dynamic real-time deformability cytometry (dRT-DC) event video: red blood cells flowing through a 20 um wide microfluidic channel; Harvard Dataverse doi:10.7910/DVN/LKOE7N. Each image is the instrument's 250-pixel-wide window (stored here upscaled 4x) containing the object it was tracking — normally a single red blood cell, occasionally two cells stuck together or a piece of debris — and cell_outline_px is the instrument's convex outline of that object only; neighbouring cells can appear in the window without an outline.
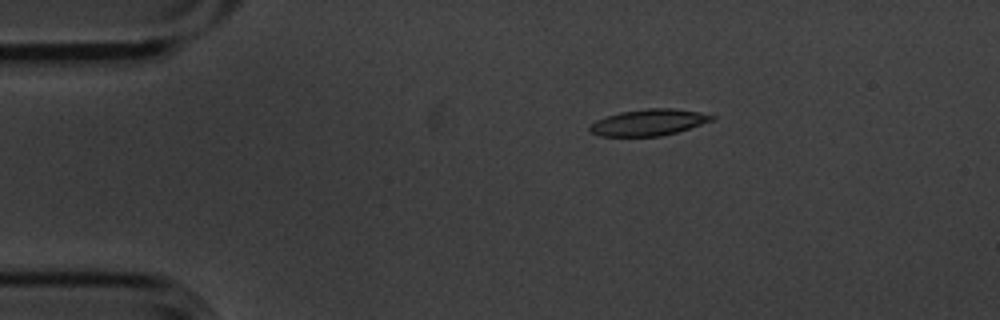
{"species": "common noctule bat (a hibernating species)", "species_latin": "Nyctalus noctula", "temperature_condition": "cold", "stored_images_in_passage": 2, "camera_frame_rate_fps": 3000, "um_per_image_px": 0.085, "animal": {"sex": "male", "body_mass_g": 20.1, "forearm_length_mm": 53.5}, "frame": {"image": 1, "passage_image": 1, "time_ms": 0.0, "image_size_px": [1000, 320], "cell_outline_px": [[716, 120], [676, 132], [660, 136], [600, 136], [592, 132], [588, 128], [596, 120], [620, 112], [648, 108], [672, 108], [696, 112], [716, 116]], "centroid_in_image_um": [55.16, 10.4], "position_along_channel_um": 29.8, "area_um2": 18.55}}